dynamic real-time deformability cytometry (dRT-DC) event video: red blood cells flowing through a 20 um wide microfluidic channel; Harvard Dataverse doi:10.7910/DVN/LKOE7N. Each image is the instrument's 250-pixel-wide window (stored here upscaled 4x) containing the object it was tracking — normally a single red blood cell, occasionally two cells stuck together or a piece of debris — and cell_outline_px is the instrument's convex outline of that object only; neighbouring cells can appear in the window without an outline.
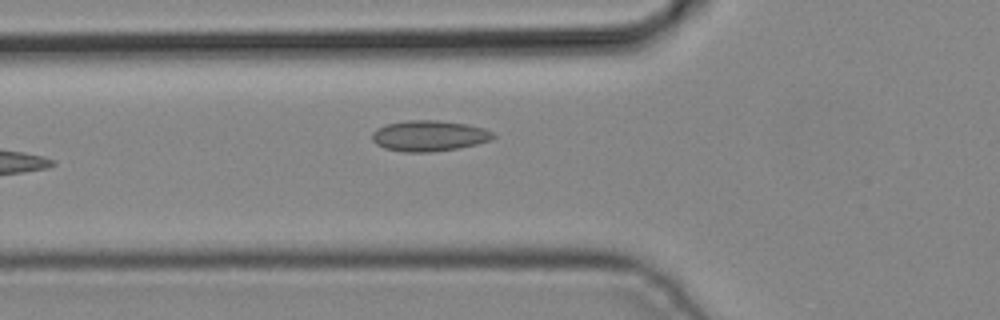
{"species": "common noctule bat (a hibernating species)", "species_latin": "Nyctalus noctula", "temperature_condition": "cold", "stored_images_in_passage": 6, "camera_frame_rate_fps": 3000, "um_per_image_px": 0.085, "animal": {"sex": "male", "body_mass_g": 19.2, "forearm_length_mm": 51.8}, "frame": {"image": 1, "passage_image": 6, "time_ms": 1.667, "image_size_px": [1000, 320], "cell_outline_px": [[496, 136], [492, 140], [460, 148], [432, 152], [404, 152], [384, 148], [376, 144], [372, 140], [372, 132], [376, 128], [388, 124], [408, 120], [436, 120], [468, 124], [484, 128], [492, 132]], "centroid_in_image_um": [36.48, 11.55], "position_along_channel_um": 89.3, "area_um2": 21.85}}